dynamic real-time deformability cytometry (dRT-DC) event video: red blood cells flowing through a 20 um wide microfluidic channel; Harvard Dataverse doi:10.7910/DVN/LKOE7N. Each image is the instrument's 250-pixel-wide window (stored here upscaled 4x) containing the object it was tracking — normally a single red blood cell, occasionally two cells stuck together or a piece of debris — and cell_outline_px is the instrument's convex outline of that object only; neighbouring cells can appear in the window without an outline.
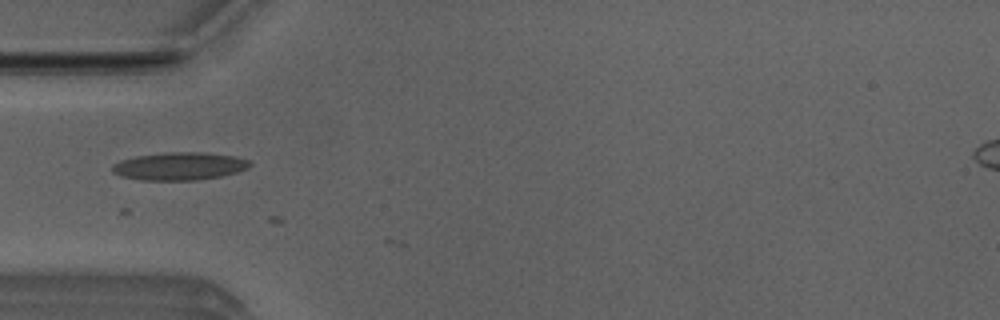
{"species": "Egyptian fruit bat (a non-hibernating species)", "species_latin": "Rousettus aegyptiacus", "temperature_condition": "room temperature", "stored_images_in_passage": 6, "camera_frame_rate_fps": 3000, "um_per_image_px": 0.085, "animal": {"sex": "male"}, "frame": {"image": 1, "passage_image": 4, "time_ms": 1.0, "image_size_px": [1000, 320], "cell_outline_px": [[252, 164], [248, 168], [236, 172], [220, 176], [196, 180], [140, 180], [120, 176], [112, 172], [112, 164], [120, 160], [136, 156], [164, 152], [204, 152], [236, 156], [248, 160]], "centroid_in_image_um": [15.23, 14.12], "position_along_channel_um": 69.8, "area_um2": 22.43}}